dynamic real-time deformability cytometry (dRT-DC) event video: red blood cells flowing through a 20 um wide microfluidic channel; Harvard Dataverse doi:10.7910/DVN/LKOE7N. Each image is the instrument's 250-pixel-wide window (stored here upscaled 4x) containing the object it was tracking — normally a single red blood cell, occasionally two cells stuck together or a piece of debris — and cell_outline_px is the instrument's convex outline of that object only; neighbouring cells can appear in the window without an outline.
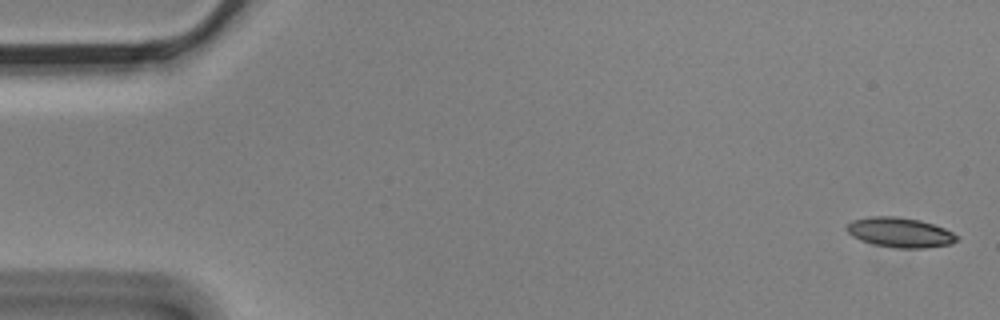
{"species": "Egyptian fruit bat (a non-hibernating species)", "species_latin": "Rousettus aegyptiacus", "temperature_condition": "cold", "stored_images_in_passage": 6, "camera_frame_rate_fps": 3000, "um_per_image_px": 0.085, "animal": {"sex": "male"}, "frame": {"image": 1, "passage_image": 1, "time_ms": 0.0, "image_size_px": [1000, 320], "cell_outline_px": [[960, 240], [952, 244], [924, 248], [896, 248], [872, 244], [860, 240], [852, 236], [848, 232], [848, 224], [852, 220], [872, 216], [896, 216], [920, 220], [944, 228], [960, 236]], "centroid_in_image_um": [76.54, 19.76], "position_along_channel_um": 8.5, "area_um2": 19.25}}
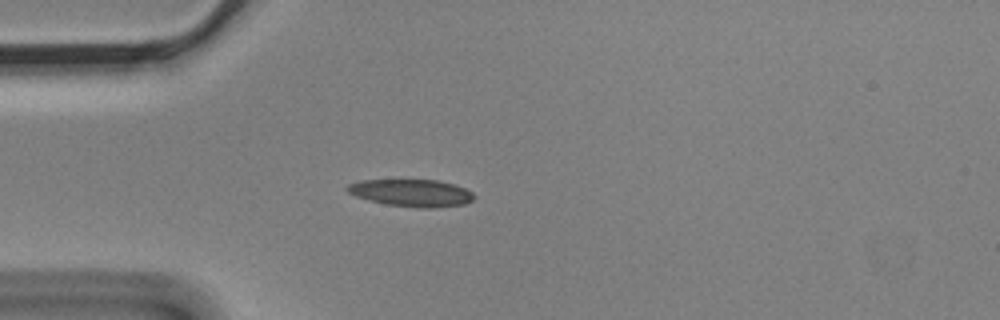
{"frame": {"image": 2, "passage_image": 5, "time_ms": 1.333, "image_size_px": [1000, 320], "cell_outline_px": [[476, 196], [472, 200], [464, 204], [432, 208], [420, 208], [388, 204], [368, 200], [356, 196], [348, 192], [344, 188], [348, 184], [360, 180], [436, 180], [452, 184], [464, 188], [472, 192]], "centroid_in_image_um": [34.96, 16.39], "position_along_channel_um": 50.0, "area_um2": 20.0}}